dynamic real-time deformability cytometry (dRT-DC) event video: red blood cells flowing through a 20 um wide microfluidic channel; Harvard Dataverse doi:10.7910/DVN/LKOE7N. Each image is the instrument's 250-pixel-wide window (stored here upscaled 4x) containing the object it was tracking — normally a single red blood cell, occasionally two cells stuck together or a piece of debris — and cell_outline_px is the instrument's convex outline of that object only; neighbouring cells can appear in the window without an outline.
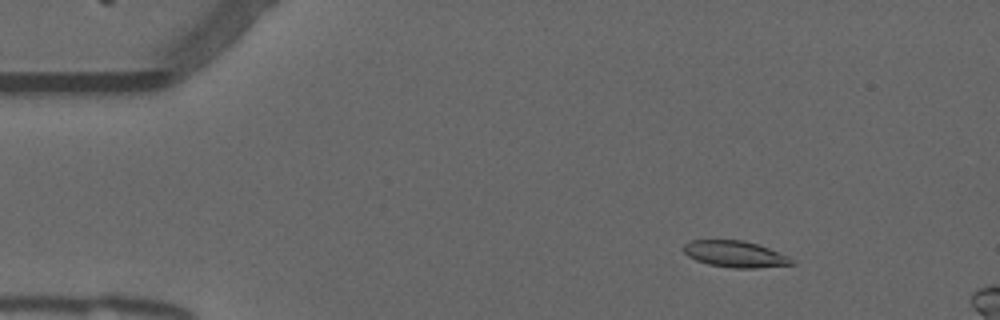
{"species": "common noctule bat (a hibernating species)", "species_latin": "Nyctalus noctula", "temperature_condition": "warm", "stored_images_in_passage": 17, "camera_frame_rate_fps": 3000, "um_per_image_px": 0.085, "animal": {"sex": "male", "forearm_length_mm": 52.5}, "frame": {"image": 1, "passage_image": 8, "time_ms": 2.333, "image_size_px": [1000, 320], "cell_outline_px": [[796, 264], [756, 268], [732, 268], [708, 264], [696, 260], [688, 256], [680, 248], [684, 244], [692, 240], [744, 240], [768, 248], [788, 256]], "centroid_in_image_um": [62.45, 21.6], "position_along_channel_um": 22.6, "area_um2": 16.65}}